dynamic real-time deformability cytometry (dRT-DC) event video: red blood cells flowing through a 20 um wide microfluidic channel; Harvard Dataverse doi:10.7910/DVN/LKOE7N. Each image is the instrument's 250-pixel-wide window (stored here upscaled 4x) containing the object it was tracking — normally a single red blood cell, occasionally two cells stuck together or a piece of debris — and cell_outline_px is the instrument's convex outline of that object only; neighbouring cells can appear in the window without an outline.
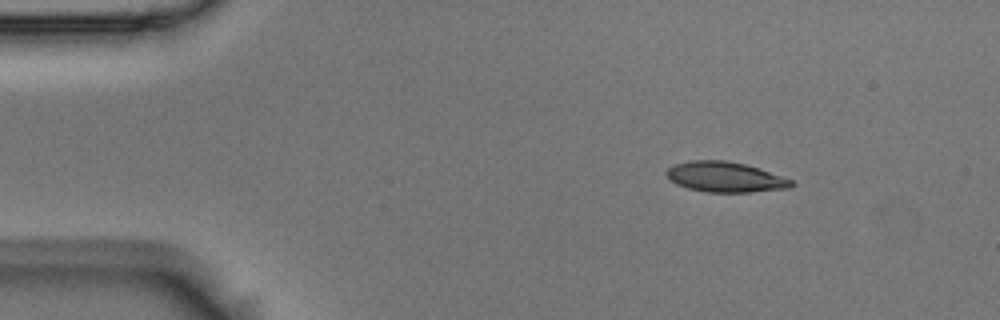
{"species": "Egyptian fruit bat (a non-hibernating species)", "species_latin": "Rousettus aegyptiacus", "temperature_condition": "room temperature", "stored_images_in_passage": 4, "camera_frame_rate_fps": 3000, "um_per_image_px": 0.085, "animal": {"sex": "male"}, "frame": {"image": 1, "passage_image": 2, "time_ms": 0.333, "image_size_px": [1000, 320], "cell_outline_px": [[796, 184], [792, 188], [752, 192], [708, 192], [688, 188], [676, 184], [664, 172], [668, 168], [676, 164], [688, 160], [724, 160], [744, 164], [792, 180]], "centroid_in_image_um": [61.64, 15.05], "position_along_channel_um": 23.4, "area_um2": 21.85}}